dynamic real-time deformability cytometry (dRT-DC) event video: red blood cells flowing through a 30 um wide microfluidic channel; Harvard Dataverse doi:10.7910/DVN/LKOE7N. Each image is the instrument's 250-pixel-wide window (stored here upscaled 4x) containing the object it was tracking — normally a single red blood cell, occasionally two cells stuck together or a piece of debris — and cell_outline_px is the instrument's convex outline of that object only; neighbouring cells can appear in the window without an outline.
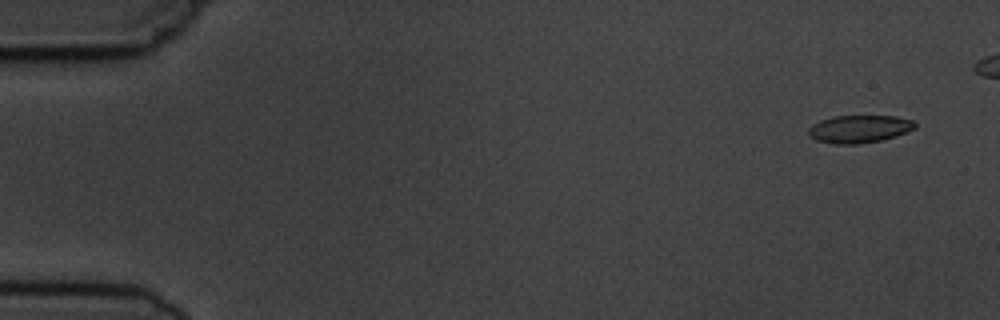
{"species": "common noctule bat (a hibernating species)", "species_latin": "Nyctalus noctula", "temperature_condition": "cold", "stored_images_in_passage": 5, "camera_frame_rate_fps": 3000, "um_per_image_px": 0.085, "animal": {"sex": "male", "body_mass_g": 19.5, "forearm_length_mm": 54.6}, "frame": {"image": 1, "passage_image": 1, "time_ms": 0.0, "image_size_px": [1000, 320], "cell_outline_px": [[916, 128], [896, 136], [880, 140], [856, 144], [836, 144], [816, 140], [808, 136], [808, 128], [812, 124], [820, 120], [832, 116], [896, 116], [912, 120], [916, 124]], "centroid_in_image_um": [73.01, 10.95], "position_along_channel_um": 12.0, "area_um2": 17.22}}